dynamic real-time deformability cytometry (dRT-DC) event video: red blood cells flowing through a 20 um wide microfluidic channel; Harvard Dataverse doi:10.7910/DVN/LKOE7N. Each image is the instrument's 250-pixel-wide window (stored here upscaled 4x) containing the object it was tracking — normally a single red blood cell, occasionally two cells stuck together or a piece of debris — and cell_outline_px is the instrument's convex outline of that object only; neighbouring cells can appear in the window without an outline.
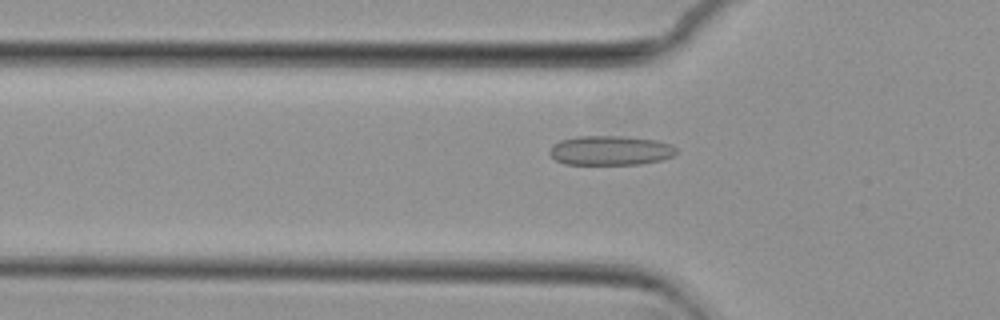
{"species": "common noctule bat (a hibernating species)", "species_latin": "Nyctalus noctula", "temperature_condition": "cold", "stored_images_in_passage": 16, "camera_frame_rate_fps": 3000, "um_per_image_px": 0.085, "animal": {"sex": "female", "body_mass_g": 29.2, "forearm_length_mm": 56.3}, "frame": {"image": 1, "passage_image": 2, "time_ms": 0.333, "image_size_px": [1000, 320], "cell_outline_px": [[676, 152], [672, 156], [660, 160], [640, 164], [564, 164], [556, 160], [548, 152], [552, 144], [560, 140], [576, 136], [620, 136], [656, 140], [672, 144], [676, 148]], "centroid_in_image_um": [51.85, 12.78], "position_along_channel_um": 73.9, "area_um2": 21.79}}
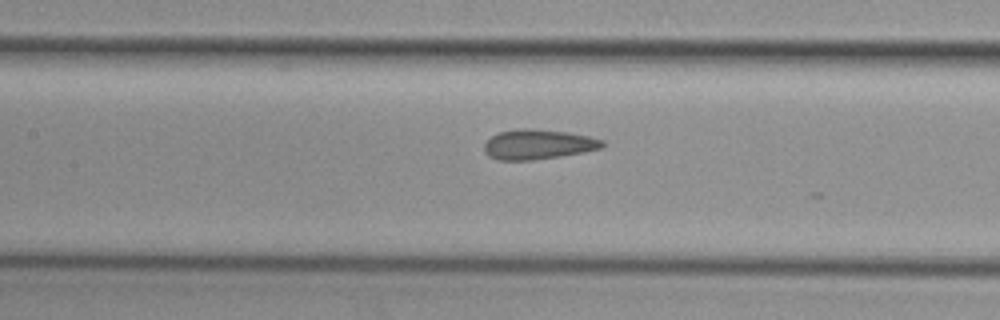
{"frame": {"image": 2, "passage_image": 9, "time_ms": 2.667, "image_size_px": [1000, 320], "cell_outline_px": [[604, 144], [600, 148], [584, 152], [560, 156], [532, 160], [500, 160], [488, 156], [484, 152], [484, 144], [492, 136], [500, 132], [516, 128], [532, 128], [568, 132], [588, 136], [604, 140]], "centroid_in_image_um": [45.72, 12.26], "position_along_channel_um": 161.7, "area_um2": 20.58}}
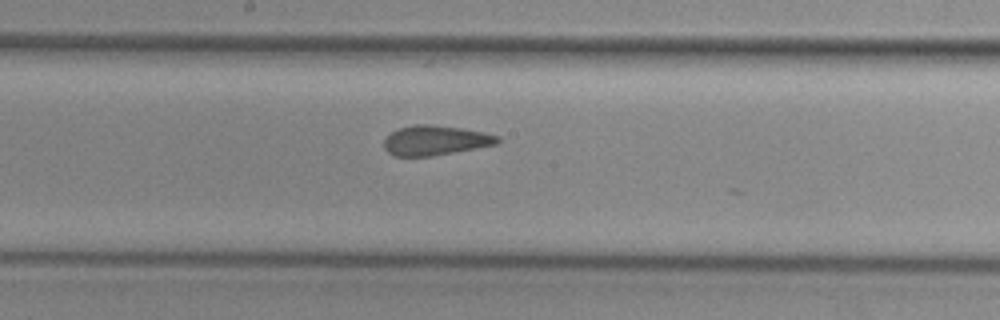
{"frame": {"image": 3, "passage_image": 13, "time_ms": 4.0, "image_size_px": [1000, 320], "cell_outline_px": [[500, 140], [496, 144], [432, 156], [392, 156], [384, 148], [384, 140], [392, 132], [400, 128], [412, 124], [428, 124], [460, 128], [500, 136]], "centroid_in_image_um": [36.96, 11.93], "position_along_channel_um": 211.2, "area_um2": 19.42}}